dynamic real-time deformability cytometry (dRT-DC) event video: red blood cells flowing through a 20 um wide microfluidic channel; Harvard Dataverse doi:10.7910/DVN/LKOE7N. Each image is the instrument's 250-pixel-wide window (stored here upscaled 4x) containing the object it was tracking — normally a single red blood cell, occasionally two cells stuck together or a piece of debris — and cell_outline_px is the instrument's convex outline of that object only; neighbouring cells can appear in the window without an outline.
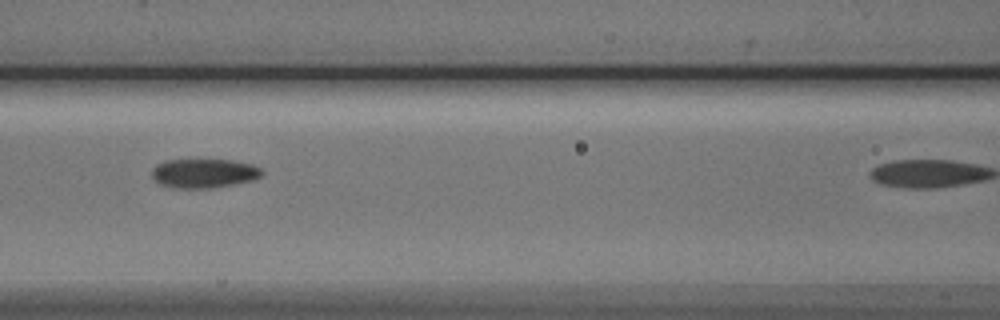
{"species": "Egyptian fruit bat (a non-hibernating species)", "species_latin": "Rousettus aegyptiacus", "temperature_condition": "cold", "stored_images_in_passage": 6, "camera_frame_rate_fps": 3000, "um_per_image_px": 0.085, "animal": {"sex": "male"}, "frame": {"image": 1, "passage_image": 5, "time_ms": 4.667, "image_size_px": [1000, 320], "cell_outline_px": [[264, 172], [256, 180], [212, 188], [176, 188], [160, 184], [152, 176], [152, 168], [156, 164], [168, 160], [196, 156], [232, 160], [252, 164], [260, 168]], "centroid_in_image_um": [17.34, 14.67], "position_along_channel_um": 149.3, "area_um2": 19.65}}